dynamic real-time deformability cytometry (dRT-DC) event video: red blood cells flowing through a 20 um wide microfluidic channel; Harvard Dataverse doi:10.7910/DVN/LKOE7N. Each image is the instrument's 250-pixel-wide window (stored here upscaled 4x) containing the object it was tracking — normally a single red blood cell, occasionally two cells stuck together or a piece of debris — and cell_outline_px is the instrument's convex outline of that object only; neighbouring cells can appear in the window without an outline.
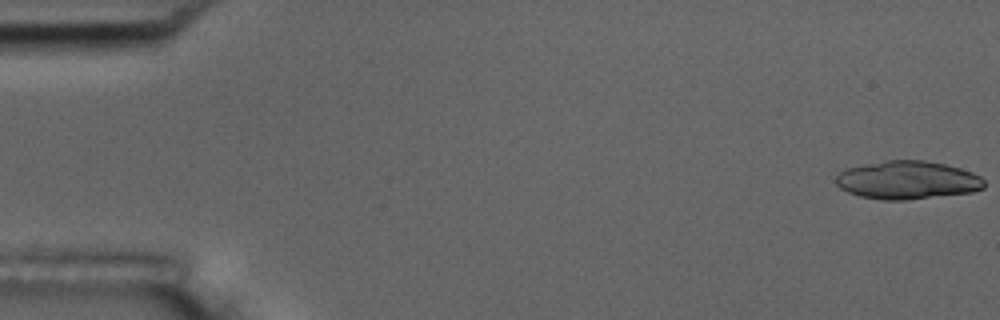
{"species": "common noctule bat (a hibernating species)", "species_latin": "Nyctalus noctula", "temperature_condition": "room temperature", "stored_images_in_passage": 26, "camera_frame_rate_fps": 3000, "um_per_image_px": 0.085, "animal": {"sex": "male", "body_mass_g": 17.5, "forearm_length_mm": 52.3}, "frame": {"image": 1, "passage_image": 1, "time_ms": 0.0, "image_size_px": [1000, 320], "cell_outline_px": [[984, 188], [972, 192], [904, 200], [884, 200], [860, 196], [848, 192], [840, 188], [836, 184], [836, 176], [840, 172], [848, 168], [864, 164], [888, 160], [924, 160], [944, 164], [960, 168], [972, 172], [980, 176], [984, 180]], "centroid_in_image_um": [77.13, 15.31], "position_along_channel_um": 7.9, "area_um2": 32.89}}